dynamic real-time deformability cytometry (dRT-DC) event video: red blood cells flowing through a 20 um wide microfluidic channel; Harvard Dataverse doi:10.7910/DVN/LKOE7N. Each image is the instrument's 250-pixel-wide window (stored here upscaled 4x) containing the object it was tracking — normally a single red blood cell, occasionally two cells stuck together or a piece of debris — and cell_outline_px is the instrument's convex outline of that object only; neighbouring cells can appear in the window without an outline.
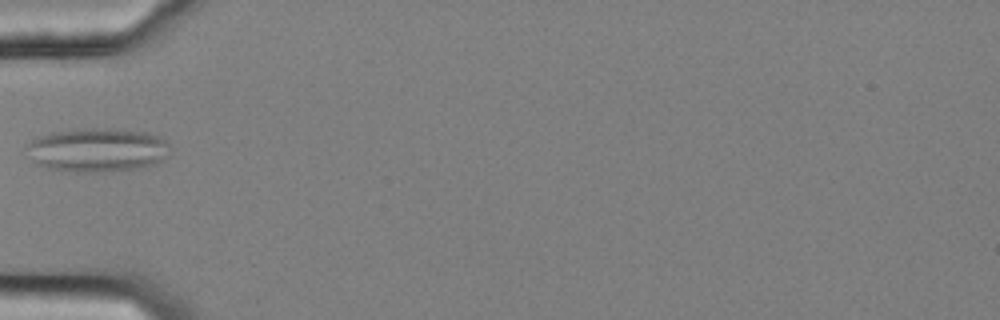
{"species": "common noctule bat (a hibernating species)", "species_latin": "Nyctalus noctula", "temperature_condition": "cold", "stored_images_in_passage": 6, "camera_frame_rate_fps": 3000, "um_per_image_px": 0.085, "animal": {"sex": "female", "body_mass_g": 25.1}, "frame": {"image": 1, "passage_image": 1, "time_ms": 0.0, "image_size_px": [1000, 320], "cell_outline_px": [[172, 152], [168, 156], [156, 164], [144, 168], [100, 172], [76, 172], [48, 168], [36, 164], [24, 148], [32, 136], [52, 132], [76, 128], [108, 128], [148, 132], [164, 136], [172, 148]], "centroid_in_image_um": [8.31, 12.73], "position_along_channel_um": 76.7, "area_um2": 37.92}}